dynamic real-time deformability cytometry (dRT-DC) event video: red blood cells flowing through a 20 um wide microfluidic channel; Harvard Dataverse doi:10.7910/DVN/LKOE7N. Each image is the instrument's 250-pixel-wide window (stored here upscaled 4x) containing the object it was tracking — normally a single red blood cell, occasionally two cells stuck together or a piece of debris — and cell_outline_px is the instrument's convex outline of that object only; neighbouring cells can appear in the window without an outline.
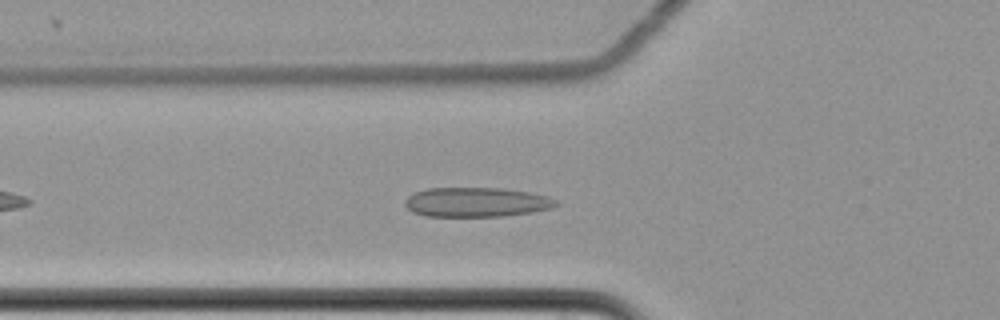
{"species": "common noctule bat (a hibernating species)", "species_latin": "Nyctalus noctula", "temperature_condition": "cold", "stored_images_in_passage": 46, "camera_frame_rate_fps": 3000, "um_per_image_px": 0.085, "animal": {"sex": "female", "body_mass_g": 22.7, "forearm_length_mm": 54.2}, "frame": {"image": 1, "passage_image": 8, "time_ms": 2.333, "image_size_px": [1000, 320], "cell_outline_px": [[560, 204], [552, 208], [532, 212], [504, 216], [428, 216], [412, 212], [404, 204], [404, 200], [408, 196], [416, 192], [428, 188], [500, 188], [528, 192], [548, 196], [556, 200]], "centroid_in_image_um": [40.51, 17.18], "position_along_channel_um": 85.3, "area_um2": 25.95}}
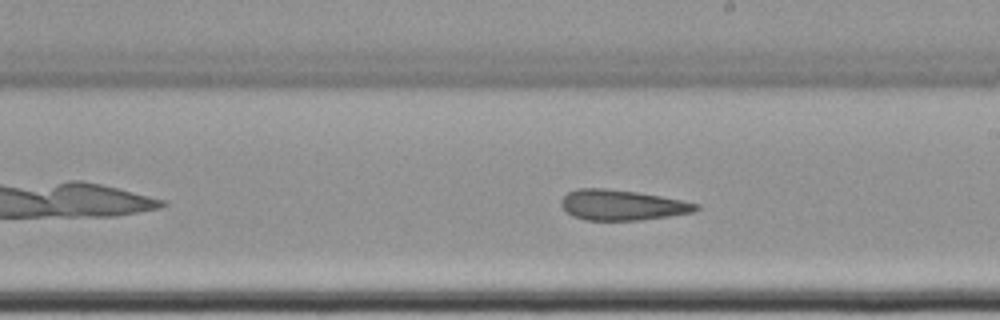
{"frame": {"image": 2, "passage_image": 21, "time_ms": 6.667, "image_size_px": [1000, 320], "cell_outline_px": [[700, 208], [696, 212], [640, 220], [584, 220], [572, 216], [560, 204], [560, 200], [568, 192], [576, 188], [604, 188], [636, 192], [660, 196], [700, 204]], "centroid_in_image_um": [52.87, 17.43], "position_along_channel_um": 236.1, "area_um2": 23.87}}
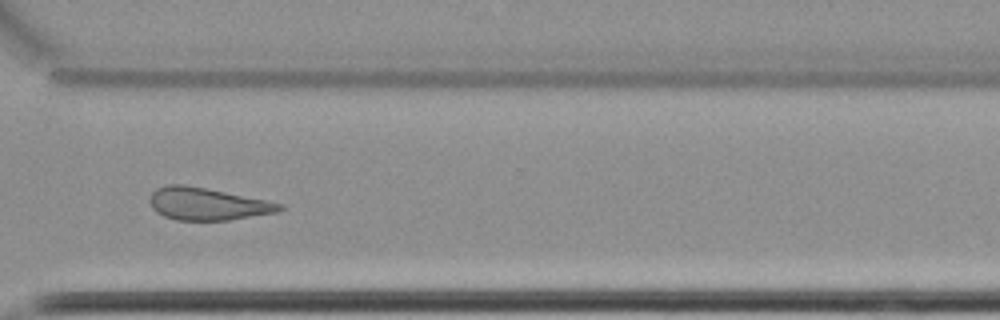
{"frame": {"image": 3, "passage_image": 31, "time_ms": 10.0, "image_size_px": [1000, 320], "cell_outline_px": [[284, 208], [276, 212], [228, 220], [176, 220], [164, 216], [156, 212], [152, 208], [152, 192], [156, 188], [168, 184], [184, 184], [268, 200], [284, 204]], "centroid_in_image_um": [17.64, 17.33], "position_along_channel_um": 353.0, "area_um2": 24.28}, "authors_computed_cell_mechanics": {"area_um2": 25.2586, "velocity_mm_per_s": 3.4829, "shape_relaxation_time_tau1_ms": 10.0002, "shape_relaxation_time_tau2_ms": 3.845, "deformation_change_tau1": 0.13, "deformation_change_tau2": 0.1226}}